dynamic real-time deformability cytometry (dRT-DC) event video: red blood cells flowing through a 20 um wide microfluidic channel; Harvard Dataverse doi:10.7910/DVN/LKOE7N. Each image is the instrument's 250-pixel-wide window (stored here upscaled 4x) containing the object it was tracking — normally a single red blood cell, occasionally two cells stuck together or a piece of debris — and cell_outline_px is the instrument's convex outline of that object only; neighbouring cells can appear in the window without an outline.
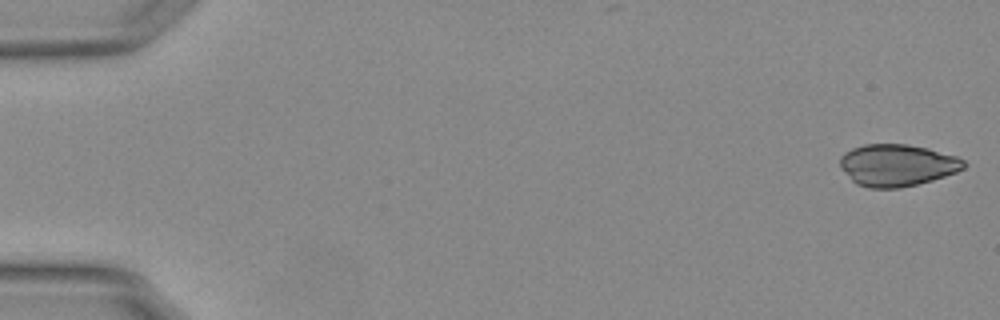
{"species": "Egyptian fruit bat (a non-hibernating species)", "species_latin": "Rousettus aegyptiacus", "temperature_condition": "warm", "stored_images_in_passage": 55, "camera_frame_rate_fps": 3000, "um_per_image_px": 0.085, "animal": {"sex": "female"}, "frame": {"image": 1, "passage_image": 1, "time_ms": 0.0, "image_size_px": [1000, 320], "cell_outline_px": [[968, 164], [964, 168], [956, 172], [932, 180], [900, 188], [868, 188], [856, 184], [840, 168], [840, 156], [844, 152], [852, 148], [864, 144], [908, 144], [928, 148], [956, 156], [964, 160]], "centroid_in_image_um": [76.24, 14.03], "position_along_channel_um": 8.8, "area_um2": 30.4}}
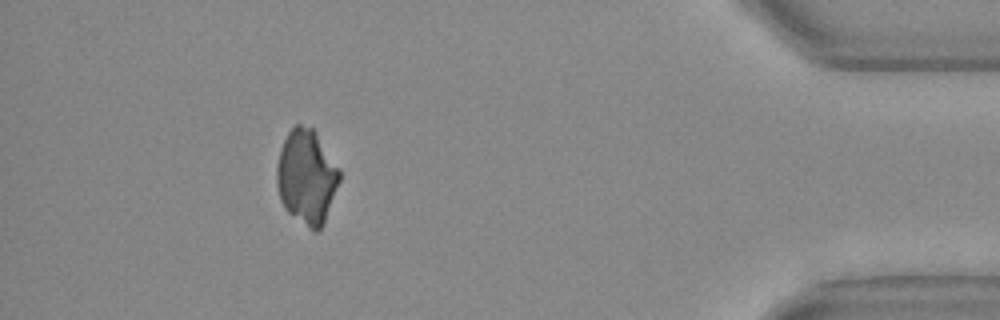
{"frame": {"image": 2, "passage_image": 49, "time_ms": 16.0, "image_size_px": [1000, 320], "cell_outline_px": [[340, 180], [324, 224], [316, 232], [312, 232], [288, 212], [284, 208], [280, 200], [276, 184], [276, 168], [280, 148], [288, 132], [296, 124], [300, 124], [312, 128], [340, 168]], "centroid_in_image_um": [26.05, 15.06], "position_along_channel_um": 409.1, "area_um2": 34.74}}